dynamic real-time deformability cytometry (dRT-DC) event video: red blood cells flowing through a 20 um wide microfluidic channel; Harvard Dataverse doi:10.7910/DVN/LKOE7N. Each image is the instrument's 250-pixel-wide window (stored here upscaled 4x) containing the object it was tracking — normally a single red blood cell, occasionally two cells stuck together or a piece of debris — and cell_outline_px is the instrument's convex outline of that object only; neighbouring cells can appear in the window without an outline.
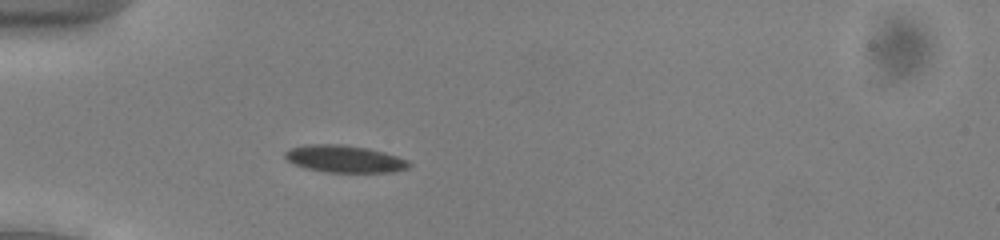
{"species": "common noctule bat (a hibernating species)", "species_latin": "Nyctalus noctula", "temperature_condition": "cold", "stored_images_in_passage": 48, "camera_frame_rate_fps": 3000, "um_per_image_px": 0.085, "animal": {"sex": "male", "body_mass_g": 13.0, "forearm_length_mm": 53.1}, "frame": {"image": 1, "passage_image": 15, "time_ms": 4.667, "image_size_px": [1000, 240], "cell_outline_px": [[412, 164], [408, 168], [392, 172], [324, 172], [304, 168], [288, 160], [284, 156], [284, 152], [292, 148], [308, 144], [340, 144], [368, 148], [384, 152], [408, 160]], "centroid_in_image_um": [29.3, 13.51], "position_along_channel_um": 55.7, "area_um2": 19.59}}
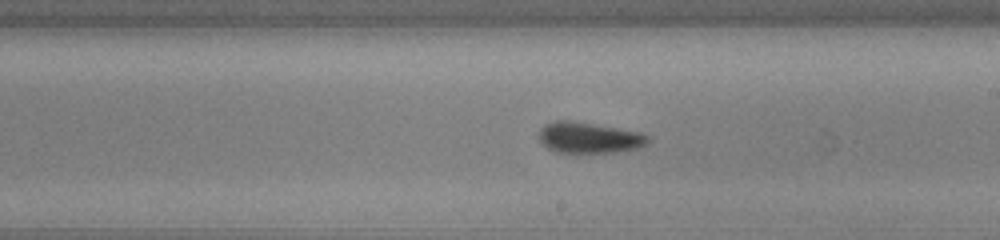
{"frame": {"image": 2, "passage_image": 30, "time_ms": 9.667, "image_size_px": [1000, 240], "cell_outline_px": [[652, 136], [648, 144], [640, 148], [616, 152], [556, 152], [548, 148], [540, 140], [540, 128], [556, 120], [568, 120], [640, 132]], "centroid_in_image_um": [50.14, 11.71], "position_along_channel_um": 238.9, "area_um2": 19.48}}
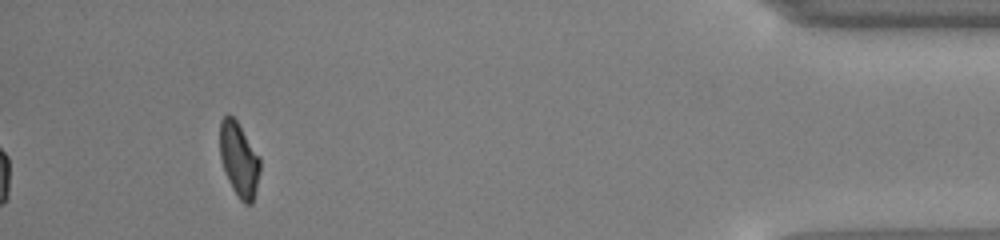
{"frame": {"image": 3, "passage_image": 48, "time_ms": 15.667, "image_size_px": [1000, 240], "cell_outline_px": [[260, 172], [252, 204], [244, 204], [240, 200], [232, 188], [228, 180], [220, 156], [220, 120], [228, 112], [236, 120], [260, 156]], "centroid_in_image_um": [20.32, 13.54], "position_along_channel_um": 414.9, "area_um2": 17.4}, "authors_computed_cell_mechanics": {"area_um2": 18.8139, "velocity_mm_per_s": 3.9028, "shape_relaxation_time_tau1_ms": 2.7807, "shape_relaxation_time_tau2_ms": 2.6783, "deformation_change_tau1": 0.1142, "deformation_change_tau2": 0.0862}}